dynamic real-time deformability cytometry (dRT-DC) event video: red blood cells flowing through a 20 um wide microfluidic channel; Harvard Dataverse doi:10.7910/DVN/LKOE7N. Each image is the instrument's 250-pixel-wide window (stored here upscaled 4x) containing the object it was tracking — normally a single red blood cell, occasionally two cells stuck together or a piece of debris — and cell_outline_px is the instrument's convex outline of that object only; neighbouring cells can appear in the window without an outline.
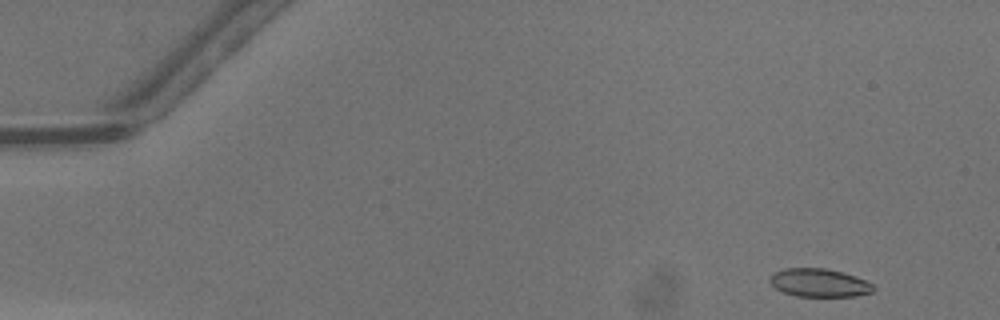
{"species": "common noctule bat (a hibernating species)", "species_latin": "Nyctalus noctula", "temperature_condition": "warm", "stored_images_in_passage": 36, "camera_frame_rate_fps": 3000, "um_per_image_px": 0.085, "animal": {"sex": "male", "body_mass_g": 13.3}, "frame": {"image": 1, "passage_image": 1, "time_ms": 0.0, "image_size_px": [1000, 320], "cell_outline_px": [[876, 288], [872, 292], [856, 296], [796, 296], [784, 292], [776, 288], [768, 280], [768, 276], [772, 272], [784, 268], [824, 268], [844, 272], [856, 276], [872, 284]], "centroid_in_image_um": [69.61, 24.02], "position_along_channel_um": 15.4, "area_um2": 17.17}}
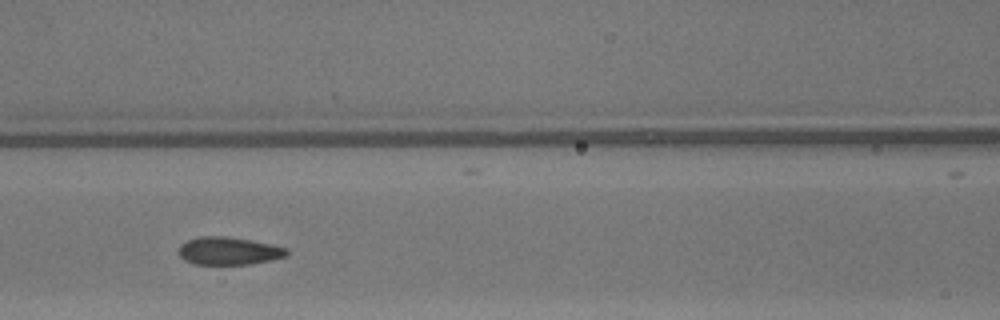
{"frame": {"image": 2, "passage_image": 19, "time_ms": 6.0, "image_size_px": [1000, 320], "cell_outline_px": [[288, 256], [272, 260], [252, 264], [192, 264], [184, 260], [180, 256], [180, 244], [188, 240], [200, 236], [228, 236], [272, 244], [288, 248]], "centroid_in_image_um": [19.48, 21.33], "position_along_channel_um": 147.1, "area_um2": 17.63}}
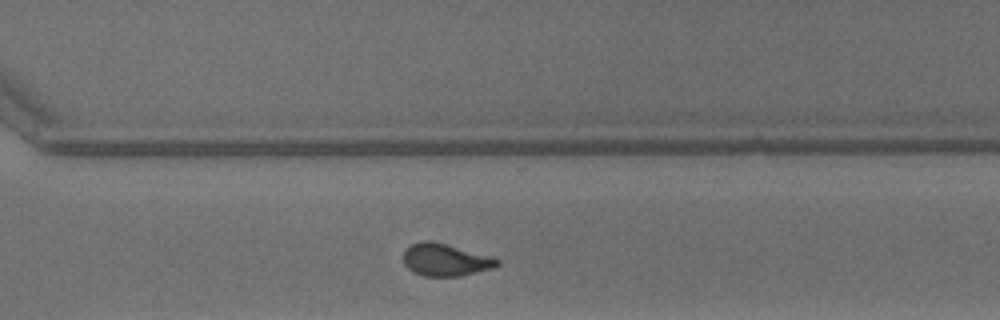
{"frame": {"image": 3, "passage_image": 32, "time_ms": 10.333, "image_size_px": [1000, 320], "cell_outline_px": [[500, 264], [492, 268], [460, 276], [424, 276], [412, 272], [404, 264], [404, 252], [412, 244], [424, 240], [432, 240], [496, 256], [500, 260]], "centroid_in_image_um": [37.92, 22.07], "position_along_channel_um": 332.7, "area_um2": 17.98}, "authors_computed_cell_mechanics": {"area_um2": 17.9758, "velocity_mm_per_s": 4.2954, "shape_relaxation_time_tau1_ms": 5.2954, "shape_relaxation_time_tau2_ms": 0.5961, "deformation_change_tau1": 0.1317, "deformation_change_tau2": 0.0559}}